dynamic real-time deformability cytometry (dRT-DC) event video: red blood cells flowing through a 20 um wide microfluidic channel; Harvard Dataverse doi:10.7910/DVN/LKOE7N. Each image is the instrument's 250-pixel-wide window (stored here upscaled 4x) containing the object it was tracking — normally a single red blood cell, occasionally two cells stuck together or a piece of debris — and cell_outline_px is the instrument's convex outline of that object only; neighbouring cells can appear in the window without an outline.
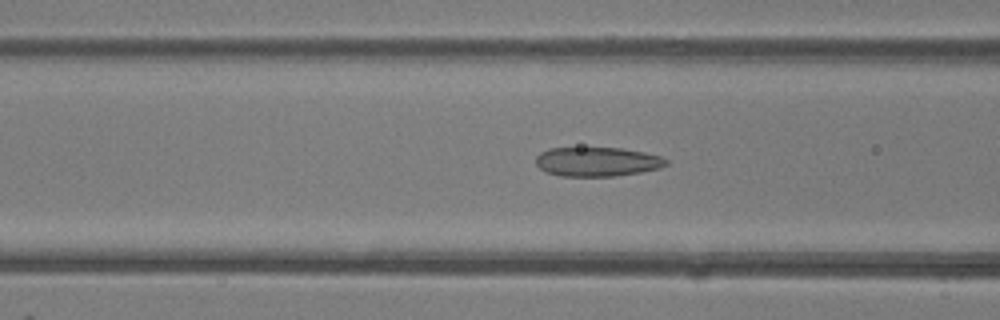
{"species": "common noctule bat (a hibernating species)", "species_latin": "Nyctalus noctula", "temperature_condition": "room temperature", "stored_images_in_passage": 46, "camera_frame_rate_fps": 3000, "um_per_image_px": 0.085, "animal": {"sex": "female"}, "frame": {"image": 1, "passage_image": 18, "time_ms": 5.667, "image_size_px": [1000, 320], "cell_outline_px": [[668, 164], [660, 168], [640, 172], [616, 176], [560, 176], [544, 172], [536, 164], [536, 156], [540, 152], [548, 148], [620, 148], [644, 152], [660, 156], [668, 160]], "centroid_in_image_um": [50.74, 13.75], "position_along_channel_um": 115.9, "area_um2": 22.31}}
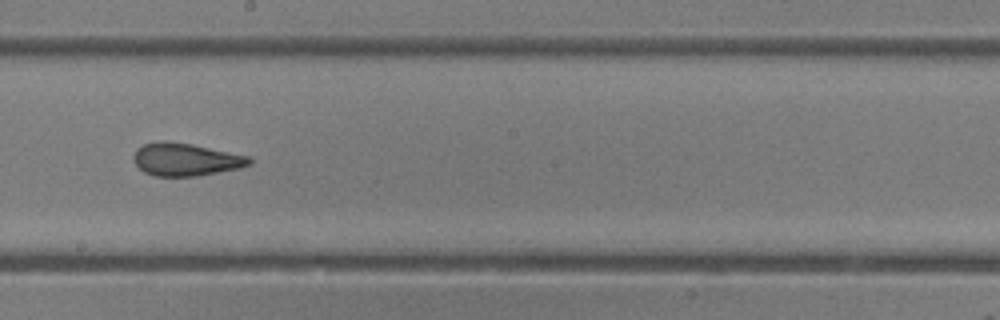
{"frame": {"image": 2, "passage_image": 26, "time_ms": 8.333, "image_size_px": [1000, 320], "cell_outline_px": [[252, 164], [240, 168], [196, 176], [152, 176], [144, 172], [136, 164], [132, 156], [136, 148], [144, 144], [156, 140], [164, 140], [192, 144], [248, 156], [252, 160]], "centroid_in_image_um": [15.75, 13.55], "position_along_channel_um": 232.5, "area_um2": 22.2}}
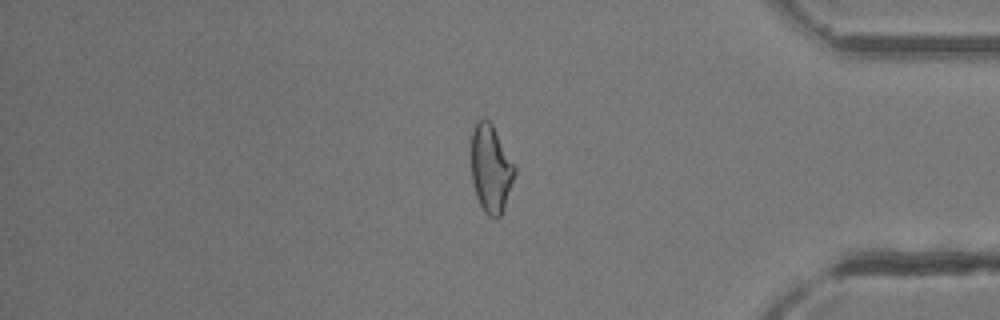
{"frame": {"image": 3, "passage_image": 39, "time_ms": 12.667, "image_size_px": [1000, 320], "cell_outline_px": [[516, 172], [504, 208], [500, 216], [496, 220], [492, 220], [484, 212], [476, 196], [472, 180], [472, 128], [484, 116], [492, 124], [516, 168]], "centroid_in_image_um": [41.72, 14.38], "position_along_channel_um": 393.5, "area_um2": 22.14}, "authors_computed_cell_mechanics": {"area_um2": 22.9755, "velocity_mm_per_s": 4.3566, "shape_relaxation_time_tau1_ms": 6.4305, "shape_relaxation_time_tau2_ms": 1.3189, "deformation_change_tau1": 0.1753, "deformation_change_tau2": 0.0883}}